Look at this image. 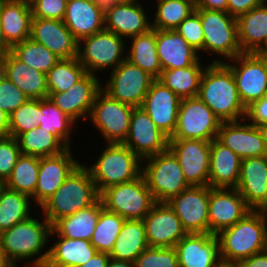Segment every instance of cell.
<instances>
[{
  "label": "cell",
  "instance_id": "6da1fadb",
  "mask_svg": "<svg viewBox=\"0 0 267 267\" xmlns=\"http://www.w3.org/2000/svg\"><path fill=\"white\" fill-rule=\"evenodd\" d=\"M198 97L212 110L221 122L241 121L246 117L234 75L224 62L206 65Z\"/></svg>",
  "mask_w": 267,
  "mask_h": 267
},
{
  "label": "cell",
  "instance_id": "7a4b0ae2",
  "mask_svg": "<svg viewBox=\"0 0 267 267\" xmlns=\"http://www.w3.org/2000/svg\"><path fill=\"white\" fill-rule=\"evenodd\" d=\"M31 214L28 219L0 233L1 247L14 266L23 261L28 265H42L48 260L49 249L42 250L48 246L51 224L45 217L40 221Z\"/></svg>",
  "mask_w": 267,
  "mask_h": 267
},
{
  "label": "cell",
  "instance_id": "3957f363",
  "mask_svg": "<svg viewBox=\"0 0 267 267\" xmlns=\"http://www.w3.org/2000/svg\"><path fill=\"white\" fill-rule=\"evenodd\" d=\"M99 196L89 169L80 163L40 209L52 226L58 219L93 205Z\"/></svg>",
  "mask_w": 267,
  "mask_h": 267
},
{
  "label": "cell",
  "instance_id": "277c9868",
  "mask_svg": "<svg viewBox=\"0 0 267 267\" xmlns=\"http://www.w3.org/2000/svg\"><path fill=\"white\" fill-rule=\"evenodd\" d=\"M222 261L238 263L267 249V222L261 210H252L243 219L217 235Z\"/></svg>",
  "mask_w": 267,
  "mask_h": 267
},
{
  "label": "cell",
  "instance_id": "5b68a950",
  "mask_svg": "<svg viewBox=\"0 0 267 267\" xmlns=\"http://www.w3.org/2000/svg\"><path fill=\"white\" fill-rule=\"evenodd\" d=\"M95 162L86 167L99 194L112 185L132 181L142 174V160L123 143H106Z\"/></svg>",
  "mask_w": 267,
  "mask_h": 267
},
{
  "label": "cell",
  "instance_id": "8992f818",
  "mask_svg": "<svg viewBox=\"0 0 267 267\" xmlns=\"http://www.w3.org/2000/svg\"><path fill=\"white\" fill-rule=\"evenodd\" d=\"M99 198L106 210L125 220H143L156 203L143 174L132 181L104 189Z\"/></svg>",
  "mask_w": 267,
  "mask_h": 267
},
{
  "label": "cell",
  "instance_id": "52a82bcc",
  "mask_svg": "<svg viewBox=\"0 0 267 267\" xmlns=\"http://www.w3.org/2000/svg\"><path fill=\"white\" fill-rule=\"evenodd\" d=\"M142 163L145 164L142 174L156 202H168L190 187L177 158L169 149L143 159Z\"/></svg>",
  "mask_w": 267,
  "mask_h": 267
},
{
  "label": "cell",
  "instance_id": "ba28073f",
  "mask_svg": "<svg viewBox=\"0 0 267 267\" xmlns=\"http://www.w3.org/2000/svg\"><path fill=\"white\" fill-rule=\"evenodd\" d=\"M201 19L204 33L203 51L217 54L212 62L231 60L242 53L238 43L237 19L228 12L195 9Z\"/></svg>",
  "mask_w": 267,
  "mask_h": 267
},
{
  "label": "cell",
  "instance_id": "9c48e42d",
  "mask_svg": "<svg viewBox=\"0 0 267 267\" xmlns=\"http://www.w3.org/2000/svg\"><path fill=\"white\" fill-rule=\"evenodd\" d=\"M124 40L104 29L78 41L77 59L87 73L96 75L101 70L112 71L126 59L127 43Z\"/></svg>",
  "mask_w": 267,
  "mask_h": 267
},
{
  "label": "cell",
  "instance_id": "30bf717a",
  "mask_svg": "<svg viewBox=\"0 0 267 267\" xmlns=\"http://www.w3.org/2000/svg\"><path fill=\"white\" fill-rule=\"evenodd\" d=\"M134 107L113 99L101 89L94 100L89 118L105 143H123L128 136Z\"/></svg>",
  "mask_w": 267,
  "mask_h": 267
},
{
  "label": "cell",
  "instance_id": "8fae6325",
  "mask_svg": "<svg viewBox=\"0 0 267 267\" xmlns=\"http://www.w3.org/2000/svg\"><path fill=\"white\" fill-rule=\"evenodd\" d=\"M222 122L198 97L181 100L177 125L169 139H195L211 142L217 139Z\"/></svg>",
  "mask_w": 267,
  "mask_h": 267
},
{
  "label": "cell",
  "instance_id": "7c38bea8",
  "mask_svg": "<svg viewBox=\"0 0 267 267\" xmlns=\"http://www.w3.org/2000/svg\"><path fill=\"white\" fill-rule=\"evenodd\" d=\"M229 61L224 63L234 75L246 108L267 95V61L260 53H241Z\"/></svg>",
  "mask_w": 267,
  "mask_h": 267
},
{
  "label": "cell",
  "instance_id": "4fadbf2b",
  "mask_svg": "<svg viewBox=\"0 0 267 267\" xmlns=\"http://www.w3.org/2000/svg\"><path fill=\"white\" fill-rule=\"evenodd\" d=\"M102 89L113 99L124 104L141 107L144 98L155 80L148 72L125 59L110 72Z\"/></svg>",
  "mask_w": 267,
  "mask_h": 267
},
{
  "label": "cell",
  "instance_id": "5bb4252c",
  "mask_svg": "<svg viewBox=\"0 0 267 267\" xmlns=\"http://www.w3.org/2000/svg\"><path fill=\"white\" fill-rule=\"evenodd\" d=\"M210 143L195 139H169L168 149L177 158L190 186H207L210 170Z\"/></svg>",
  "mask_w": 267,
  "mask_h": 267
},
{
  "label": "cell",
  "instance_id": "9a60e30c",
  "mask_svg": "<svg viewBox=\"0 0 267 267\" xmlns=\"http://www.w3.org/2000/svg\"><path fill=\"white\" fill-rule=\"evenodd\" d=\"M167 203L187 233H209V185L190 186Z\"/></svg>",
  "mask_w": 267,
  "mask_h": 267
},
{
  "label": "cell",
  "instance_id": "2e32d148",
  "mask_svg": "<svg viewBox=\"0 0 267 267\" xmlns=\"http://www.w3.org/2000/svg\"><path fill=\"white\" fill-rule=\"evenodd\" d=\"M168 141L169 138L155 125L142 107L133 109L124 145L143 160L166 151Z\"/></svg>",
  "mask_w": 267,
  "mask_h": 267
},
{
  "label": "cell",
  "instance_id": "e0dca14e",
  "mask_svg": "<svg viewBox=\"0 0 267 267\" xmlns=\"http://www.w3.org/2000/svg\"><path fill=\"white\" fill-rule=\"evenodd\" d=\"M102 84L97 75L87 73L64 92H48V99L75 122L89 118L92 105Z\"/></svg>",
  "mask_w": 267,
  "mask_h": 267
},
{
  "label": "cell",
  "instance_id": "ac0fdd59",
  "mask_svg": "<svg viewBox=\"0 0 267 267\" xmlns=\"http://www.w3.org/2000/svg\"><path fill=\"white\" fill-rule=\"evenodd\" d=\"M251 211L236 188L209 186V234L217 235L239 222Z\"/></svg>",
  "mask_w": 267,
  "mask_h": 267
},
{
  "label": "cell",
  "instance_id": "d6986e66",
  "mask_svg": "<svg viewBox=\"0 0 267 267\" xmlns=\"http://www.w3.org/2000/svg\"><path fill=\"white\" fill-rule=\"evenodd\" d=\"M68 147L61 154L39 157V174L35 193L31 197L40 208L64 183L70 173L81 163L74 159Z\"/></svg>",
  "mask_w": 267,
  "mask_h": 267
},
{
  "label": "cell",
  "instance_id": "ffe728a7",
  "mask_svg": "<svg viewBox=\"0 0 267 267\" xmlns=\"http://www.w3.org/2000/svg\"><path fill=\"white\" fill-rule=\"evenodd\" d=\"M142 221L149 247H175L187 234L167 202H156Z\"/></svg>",
  "mask_w": 267,
  "mask_h": 267
},
{
  "label": "cell",
  "instance_id": "44dd1931",
  "mask_svg": "<svg viewBox=\"0 0 267 267\" xmlns=\"http://www.w3.org/2000/svg\"><path fill=\"white\" fill-rule=\"evenodd\" d=\"M181 98L161 81L155 79L148 90L142 108L155 125L168 137L174 134Z\"/></svg>",
  "mask_w": 267,
  "mask_h": 267
},
{
  "label": "cell",
  "instance_id": "7402d4cb",
  "mask_svg": "<svg viewBox=\"0 0 267 267\" xmlns=\"http://www.w3.org/2000/svg\"><path fill=\"white\" fill-rule=\"evenodd\" d=\"M143 4L140 2L105 4L104 28L128 40L152 28Z\"/></svg>",
  "mask_w": 267,
  "mask_h": 267
},
{
  "label": "cell",
  "instance_id": "603a6c76",
  "mask_svg": "<svg viewBox=\"0 0 267 267\" xmlns=\"http://www.w3.org/2000/svg\"><path fill=\"white\" fill-rule=\"evenodd\" d=\"M178 267H217L222 261L216 235L187 233L175 246Z\"/></svg>",
  "mask_w": 267,
  "mask_h": 267
},
{
  "label": "cell",
  "instance_id": "cb8c5ba5",
  "mask_svg": "<svg viewBox=\"0 0 267 267\" xmlns=\"http://www.w3.org/2000/svg\"><path fill=\"white\" fill-rule=\"evenodd\" d=\"M246 120L222 122L217 140L234 151L242 160L267 155V148L262 135Z\"/></svg>",
  "mask_w": 267,
  "mask_h": 267
},
{
  "label": "cell",
  "instance_id": "d4e9b609",
  "mask_svg": "<svg viewBox=\"0 0 267 267\" xmlns=\"http://www.w3.org/2000/svg\"><path fill=\"white\" fill-rule=\"evenodd\" d=\"M30 38L47 47L60 59L77 57L78 41L63 20L32 17Z\"/></svg>",
  "mask_w": 267,
  "mask_h": 267
},
{
  "label": "cell",
  "instance_id": "484cf974",
  "mask_svg": "<svg viewBox=\"0 0 267 267\" xmlns=\"http://www.w3.org/2000/svg\"><path fill=\"white\" fill-rule=\"evenodd\" d=\"M104 14L102 0H68L63 22L79 41L105 29Z\"/></svg>",
  "mask_w": 267,
  "mask_h": 267
},
{
  "label": "cell",
  "instance_id": "4316f807",
  "mask_svg": "<svg viewBox=\"0 0 267 267\" xmlns=\"http://www.w3.org/2000/svg\"><path fill=\"white\" fill-rule=\"evenodd\" d=\"M236 189L252 210H261L267 204V155L241 161Z\"/></svg>",
  "mask_w": 267,
  "mask_h": 267
},
{
  "label": "cell",
  "instance_id": "83f0119b",
  "mask_svg": "<svg viewBox=\"0 0 267 267\" xmlns=\"http://www.w3.org/2000/svg\"><path fill=\"white\" fill-rule=\"evenodd\" d=\"M156 47L162 70L189 67L201 59L176 30L156 29Z\"/></svg>",
  "mask_w": 267,
  "mask_h": 267
},
{
  "label": "cell",
  "instance_id": "f1b7e54d",
  "mask_svg": "<svg viewBox=\"0 0 267 267\" xmlns=\"http://www.w3.org/2000/svg\"><path fill=\"white\" fill-rule=\"evenodd\" d=\"M242 159L217 139L210 143V170L208 185L211 188H236Z\"/></svg>",
  "mask_w": 267,
  "mask_h": 267
},
{
  "label": "cell",
  "instance_id": "f546056e",
  "mask_svg": "<svg viewBox=\"0 0 267 267\" xmlns=\"http://www.w3.org/2000/svg\"><path fill=\"white\" fill-rule=\"evenodd\" d=\"M236 19L242 53H260L267 46V2L263 1Z\"/></svg>",
  "mask_w": 267,
  "mask_h": 267
},
{
  "label": "cell",
  "instance_id": "4dcf8cb0",
  "mask_svg": "<svg viewBox=\"0 0 267 267\" xmlns=\"http://www.w3.org/2000/svg\"><path fill=\"white\" fill-rule=\"evenodd\" d=\"M55 236L58 239L48 248L49 256L46 264L49 267H78L89 261L97 252L90 241L59 236L51 228L49 237Z\"/></svg>",
  "mask_w": 267,
  "mask_h": 267
},
{
  "label": "cell",
  "instance_id": "1f68e13d",
  "mask_svg": "<svg viewBox=\"0 0 267 267\" xmlns=\"http://www.w3.org/2000/svg\"><path fill=\"white\" fill-rule=\"evenodd\" d=\"M32 9L17 0H0V25L12 47L30 38Z\"/></svg>",
  "mask_w": 267,
  "mask_h": 267
},
{
  "label": "cell",
  "instance_id": "d6a6232c",
  "mask_svg": "<svg viewBox=\"0 0 267 267\" xmlns=\"http://www.w3.org/2000/svg\"><path fill=\"white\" fill-rule=\"evenodd\" d=\"M5 76L29 99L48 98L46 74L28 67L11 52L6 55Z\"/></svg>",
  "mask_w": 267,
  "mask_h": 267
},
{
  "label": "cell",
  "instance_id": "836d02e7",
  "mask_svg": "<svg viewBox=\"0 0 267 267\" xmlns=\"http://www.w3.org/2000/svg\"><path fill=\"white\" fill-rule=\"evenodd\" d=\"M103 208V203L99 198L93 205L73 215L58 219L51 228L59 236L90 241Z\"/></svg>",
  "mask_w": 267,
  "mask_h": 267
},
{
  "label": "cell",
  "instance_id": "e575fe53",
  "mask_svg": "<svg viewBox=\"0 0 267 267\" xmlns=\"http://www.w3.org/2000/svg\"><path fill=\"white\" fill-rule=\"evenodd\" d=\"M130 40L126 59L158 79L162 68L156 47V29L151 28L143 34L129 38Z\"/></svg>",
  "mask_w": 267,
  "mask_h": 267
},
{
  "label": "cell",
  "instance_id": "d590c367",
  "mask_svg": "<svg viewBox=\"0 0 267 267\" xmlns=\"http://www.w3.org/2000/svg\"><path fill=\"white\" fill-rule=\"evenodd\" d=\"M148 247L142 220H125L113 250L109 254L116 260L133 262Z\"/></svg>",
  "mask_w": 267,
  "mask_h": 267
},
{
  "label": "cell",
  "instance_id": "8d00e7d4",
  "mask_svg": "<svg viewBox=\"0 0 267 267\" xmlns=\"http://www.w3.org/2000/svg\"><path fill=\"white\" fill-rule=\"evenodd\" d=\"M205 68L199 60L189 67L162 70L158 80L181 99L195 97L198 95Z\"/></svg>",
  "mask_w": 267,
  "mask_h": 267
},
{
  "label": "cell",
  "instance_id": "74e56055",
  "mask_svg": "<svg viewBox=\"0 0 267 267\" xmlns=\"http://www.w3.org/2000/svg\"><path fill=\"white\" fill-rule=\"evenodd\" d=\"M21 154L38 157L61 154L68 147L54 134L39 126L16 137Z\"/></svg>",
  "mask_w": 267,
  "mask_h": 267
},
{
  "label": "cell",
  "instance_id": "f35d334b",
  "mask_svg": "<svg viewBox=\"0 0 267 267\" xmlns=\"http://www.w3.org/2000/svg\"><path fill=\"white\" fill-rule=\"evenodd\" d=\"M31 203L29 196L5 186L0 192V233L32 216Z\"/></svg>",
  "mask_w": 267,
  "mask_h": 267
},
{
  "label": "cell",
  "instance_id": "ab89813d",
  "mask_svg": "<svg viewBox=\"0 0 267 267\" xmlns=\"http://www.w3.org/2000/svg\"><path fill=\"white\" fill-rule=\"evenodd\" d=\"M39 174V157L21 154L5 181L8 189L23 193L30 198L35 193Z\"/></svg>",
  "mask_w": 267,
  "mask_h": 267
},
{
  "label": "cell",
  "instance_id": "60d3db41",
  "mask_svg": "<svg viewBox=\"0 0 267 267\" xmlns=\"http://www.w3.org/2000/svg\"><path fill=\"white\" fill-rule=\"evenodd\" d=\"M157 10L152 20V28L175 30L178 25L196 9L193 0H156Z\"/></svg>",
  "mask_w": 267,
  "mask_h": 267
},
{
  "label": "cell",
  "instance_id": "b9f144b4",
  "mask_svg": "<svg viewBox=\"0 0 267 267\" xmlns=\"http://www.w3.org/2000/svg\"><path fill=\"white\" fill-rule=\"evenodd\" d=\"M11 53L21 62L37 71L47 74L49 70L60 60L44 45L35 42L31 38L16 43L11 47Z\"/></svg>",
  "mask_w": 267,
  "mask_h": 267
},
{
  "label": "cell",
  "instance_id": "7bdbcfd3",
  "mask_svg": "<svg viewBox=\"0 0 267 267\" xmlns=\"http://www.w3.org/2000/svg\"><path fill=\"white\" fill-rule=\"evenodd\" d=\"M87 74L77 57L60 59L46 74L48 92H64Z\"/></svg>",
  "mask_w": 267,
  "mask_h": 267
},
{
  "label": "cell",
  "instance_id": "ee69618b",
  "mask_svg": "<svg viewBox=\"0 0 267 267\" xmlns=\"http://www.w3.org/2000/svg\"><path fill=\"white\" fill-rule=\"evenodd\" d=\"M124 222L125 219L117 213L110 212L105 208L100 211V216L90 240L98 252L111 253Z\"/></svg>",
  "mask_w": 267,
  "mask_h": 267
},
{
  "label": "cell",
  "instance_id": "f6af8a7d",
  "mask_svg": "<svg viewBox=\"0 0 267 267\" xmlns=\"http://www.w3.org/2000/svg\"><path fill=\"white\" fill-rule=\"evenodd\" d=\"M40 128L47 132L54 133L67 147L71 145L72 128L76 122L69 116L63 113L56 105L48 98L41 99V117Z\"/></svg>",
  "mask_w": 267,
  "mask_h": 267
},
{
  "label": "cell",
  "instance_id": "bcb514c9",
  "mask_svg": "<svg viewBox=\"0 0 267 267\" xmlns=\"http://www.w3.org/2000/svg\"><path fill=\"white\" fill-rule=\"evenodd\" d=\"M41 99H28L9 115V136L17 137L40 124Z\"/></svg>",
  "mask_w": 267,
  "mask_h": 267
},
{
  "label": "cell",
  "instance_id": "7dc6e473",
  "mask_svg": "<svg viewBox=\"0 0 267 267\" xmlns=\"http://www.w3.org/2000/svg\"><path fill=\"white\" fill-rule=\"evenodd\" d=\"M135 267H178L175 247H147L134 261Z\"/></svg>",
  "mask_w": 267,
  "mask_h": 267
},
{
  "label": "cell",
  "instance_id": "c3c4849f",
  "mask_svg": "<svg viewBox=\"0 0 267 267\" xmlns=\"http://www.w3.org/2000/svg\"><path fill=\"white\" fill-rule=\"evenodd\" d=\"M198 52H203L204 33L199 13L195 10L175 29Z\"/></svg>",
  "mask_w": 267,
  "mask_h": 267
},
{
  "label": "cell",
  "instance_id": "681fc988",
  "mask_svg": "<svg viewBox=\"0 0 267 267\" xmlns=\"http://www.w3.org/2000/svg\"><path fill=\"white\" fill-rule=\"evenodd\" d=\"M20 155L21 151L15 137H0V178L4 182L10 176Z\"/></svg>",
  "mask_w": 267,
  "mask_h": 267
},
{
  "label": "cell",
  "instance_id": "f907efd6",
  "mask_svg": "<svg viewBox=\"0 0 267 267\" xmlns=\"http://www.w3.org/2000/svg\"><path fill=\"white\" fill-rule=\"evenodd\" d=\"M29 98L6 76L0 80V109L12 114Z\"/></svg>",
  "mask_w": 267,
  "mask_h": 267
},
{
  "label": "cell",
  "instance_id": "816d5d0a",
  "mask_svg": "<svg viewBox=\"0 0 267 267\" xmlns=\"http://www.w3.org/2000/svg\"><path fill=\"white\" fill-rule=\"evenodd\" d=\"M68 0H38L32 7V17L63 20Z\"/></svg>",
  "mask_w": 267,
  "mask_h": 267
},
{
  "label": "cell",
  "instance_id": "f5cc1de1",
  "mask_svg": "<svg viewBox=\"0 0 267 267\" xmlns=\"http://www.w3.org/2000/svg\"><path fill=\"white\" fill-rule=\"evenodd\" d=\"M245 120L254 126L267 123V95L247 107Z\"/></svg>",
  "mask_w": 267,
  "mask_h": 267
},
{
  "label": "cell",
  "instance_id": "db71d44e",
  "mask_svg": "<svg viewBox=\"0 0 267 267\" xmlns=\"http://www.w3.org/2000/svg\"><path fill=\"white\" fill-rule=\"evenodd\" d=\"M227 2V12L237 18L239 15L259 6L263 0H227Z\"/></svg>",
  "mask_w": 267,
  "mask_h": 267
},
{
  "label": "cell",
  "instance_id": "11a10c76",
  "mask_svg": "<svg viewBox=\"0 0 267 267\" xmlns=\"http://www.w3.org/2000/svg\"><path fill=\"white\" fill-rule=\"evenodd\" d=\"M239 267H267V249L238 262Z\"/></svg>",
  "mask_w": 267,
  "mask_h": 267
},
{
  "label": "cell",
  "instance_id": "9f6ffc18",
  "mask_svg": "<svg viewBox=\"0 0 267 267\" xmlns=\"http://www.w3.org/2000/svg\"><path fill=\"white\" fill-rule=\"evenodd\" d=\"M196 9H207L227 12V0H195Z\"/></svg>",
  "mask_w": 267,
  "mask_h": 267
},
{
  "label": "cell",
  "instance_id": "6f0895ef",
  "mask_svg": "<svg viewBox=\"0 0 267 267\" xmlns=\"http://www.w3.org/2000/svg\"><path fill=\"white\" fill-rule=\"evenodd\" d=\"M110 259L108 253L97 251L89 261L78 267H107Z\"/></svg>",
  "mask_w": 267,
  "mask_h": 267
},
{
  "label": "cell",
  "instance_id": "680465c9",
  "mask_svg": "<svg viewBox=\"0 0 267 267\" xmlns=\"http://www.w3.org/2000/svg\"><path fill=\"white\" fill-rule=\"evenodd\" d=\"M9 135V114L0 109V137Z\"/></svg>",
  "mask_w": 267,
  "mask_h": 267
},
{
  "label": "cell",
  "instance_id": "91938a15",
  "mask_svg": "<svg viewBox=\"0 0 267 267\" xmlns=\"http://www.w3.org/2000/svg\"><path fill=\"white\" fill-rule=\"evenodd\" d=\"M9 52H11V46L5 40L0 25V56L7 55Z\"/></svg>",
  "mask_w": 267,
  "mask_h": 267
},
{
  "label": "cell",
  "instance_id": "94428289",
  "mask_svg": "<svg viewBox=\"0 0 267 267\" xmlns=\"http://www.w3.org/2000/svg\"><path fill=\"white\" fill-rule=\"evenodd\" d=\"M107 267H135V264L130 261L116 260L111 258Z\"/></svg>",
  "mask_w": 267,
  "mask_h": 267
},
{
  "label": "cell",
  "instance_id": "6125c7cd",
  "mask_svg": "<svg viewBox=\"0 0 267 267\" xmlns=\"http://www.w3.org/2000/svg\"><path fill=\"white\" fill-rule=\"evenodd\" d=\"M14 265L7 259L0 244V267H13Z\"/></svg>",
  "mask_w": 267,
  "mask_h": 267
},
{
  "label": "cell",
  "instance_id": "be15d7a7",
  "mask_svg": "<svg viewBox=\"0 0 267 267\" xmlns=\"http://www.w3.org/2000/svg\"><path fill=\"white\" fill-rule=\"evenodd\" d=\"M6 71V55L0 56V80L5 77Z\"/></svg>",
  "mask_w": 267,
  "mask_h": 267
},
{
  "label": "cell",
  "instance_id": "e7e4bbea",
  "mask_svg": "<svg viewBox=\"0 0 267 267\" xmlns=\"http://www.w3.org/2000/svg\"><path fill=\"white\" fill-rule=\"evenodd\" d=\"M257 128L259 129L262 135L263 141L265 143V146L267 148V123L260 124L257 126Z\"/></svg>",
  "mask_w": 267,
  "mask_h": 267
},
{
  "label": "cell",
  "instance_id": "03108f58",
  "mask_svg": "<svg viewBox=\"0 0 267 267\" xmlns=\"http://www.w3.org/2000/svg\"><path fill=\"white\" fill-rule=\"evenodd\" d=\"M140 2L139 0H102L104 4H111V3H128V2Z\"/></svg>",
  "mask_w": 267,
  "mask_h": 267
},
{
  "label": "cell",
  "instance_id": "003e7915",
  "mask_svg": "<svg viewBox=\"0 0 267 267\" xmlns=\"http://www.w3.org/2000/svg\"><path fill=\"white\" fill-rule=\"evenodd\" d=\"M217 267H239L238 263L221 261Z\"/></svg>",
  "mask_w": 267,
  "mask_h": 267
},
{
  "label": "cell",
  "instance_id": "a7ac6f4b",
  "mask_svg": "<svg viewBox=\"0 0 267 267\" xmlns=\"http://www.w3.org/2000/svg\"><path fill=\"white\" fill-rule=\"evenodd\" d=\"M22 2L24 5L28 6V7H32L38 0H17Z\"/></svg>",
  "mask_w": 267,
  "mask_h": 267
},
{
  "label": "cell",
  "instance_id": "89a4df30",
  "mask_svg": "<svg viewBox=\"0 0 267 267\" xmlns=\"http://www.w3.org/2000/svg\"><path fill=\"white\" fill-rule=\"evenodd\" d=\"M25 267H49L47 264H42V265H24ZM13 267H19L17 265L13 266Z\"/></svg>",
  "mask_w": 267,
  "mask_h": 267
},
{
  "label": "cell",
  "instance_id": "2644e50d",
  "mask_svg": "<svg viewBox=\"0 0 267 267\" xmlns=\"http://www.w3.org/2000/svg\"><path fill=\"white\" fill-rule=\"evenodd\" d=\"M260 54L266 59L267 61V46L260 52Z\"/></svg>",
  "mask_w": 267,
  "mask_h": 267
},
{
  "label": "cell",
  "instance_id": "8c879c8a",
  "mask_svg": "<svg viewBox=\"0 0 267 267\" xmlns=\"http://www.w3.org/2000/svg\"><path fill=\"white\" fill-rule=\"evenodd\" d=\"M261 211L263 212L266 222H267V204L261 209Z\"/></svg>",
  "mask_w": 267,
  "mask_h": 267
},
{
  "label": "cell",
  "instance_id": "753ad0ef",
  "mask_svg": "<svg viewBox=\"0 0 267 267\" xmlns=\"http://www.w3.org/2000/svg\"><path fill=\"white\" fill-rule=\"evenodd\" d=\"M5 187V182L0 178V192Z\"/></svg>",
  "mask_w": 267,
  "mask_h": 267
}]
</instances>
